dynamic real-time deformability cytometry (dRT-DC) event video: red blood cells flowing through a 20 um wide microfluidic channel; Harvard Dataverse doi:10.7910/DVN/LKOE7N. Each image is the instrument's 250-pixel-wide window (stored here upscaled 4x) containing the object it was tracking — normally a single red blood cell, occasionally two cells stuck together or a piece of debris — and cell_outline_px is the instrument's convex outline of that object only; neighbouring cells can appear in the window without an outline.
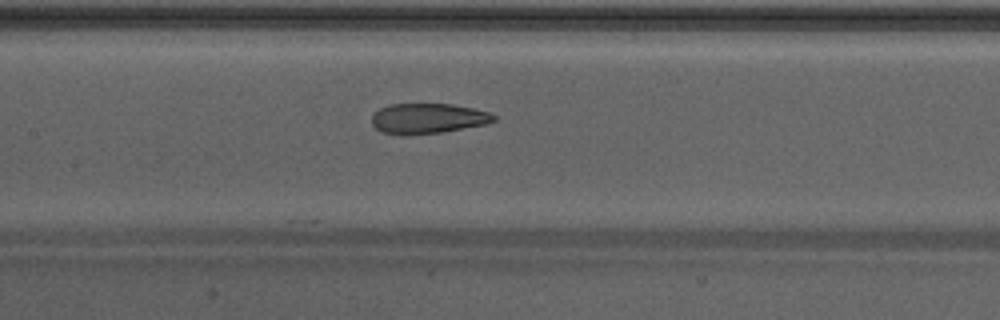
{"species": "Egyptian fruit bat (a non-hibernating species)", "species_latin": "Rousettus aegyptiacus", "temperature_condition": "warm", "stored_images_in_passage": 16, "camera_frame_rate_fps": 3000, "um_per_image_px": 0.085, "animal": {"sex": "male"}, "frame": {"image": 1, "passage_image": 16, "time_ms": 5.0, "image_size_px": [1000, 320], "cell_outline_px": [[496, 120], [488, 124], [440, 132], [408, 136], [404, 136], [380, 132], [372, 124], [372, 116], [380, 108], [388, 104], [452, 104], [492, 112], [496, 116]], "centroid_in_image_um": [36.37, 10.08], "position_along_channel_um": 171.0, "area_um2": 21.79}}